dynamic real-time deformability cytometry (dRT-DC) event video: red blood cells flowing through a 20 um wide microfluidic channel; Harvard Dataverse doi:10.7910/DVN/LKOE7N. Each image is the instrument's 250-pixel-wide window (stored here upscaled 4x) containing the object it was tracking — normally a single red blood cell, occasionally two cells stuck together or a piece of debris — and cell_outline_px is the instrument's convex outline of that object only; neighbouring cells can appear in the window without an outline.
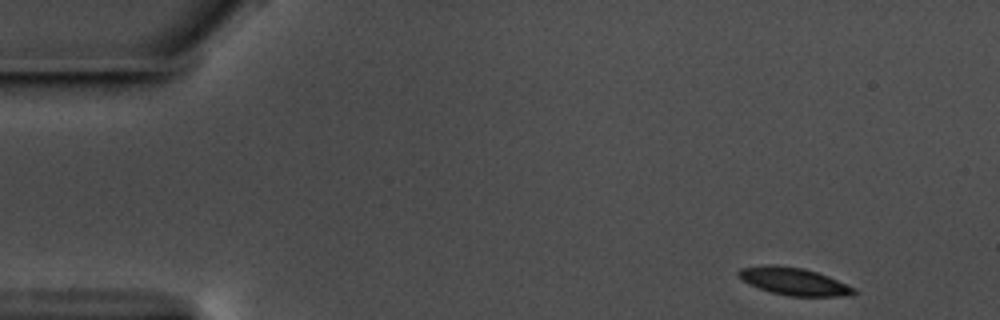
{"species": "common noctule bat (a hibernating species)", "species_latin": "Nyctalus noctula", "temperature_condition": "warm", "stored_images_in_passage": 53, "camera_frame_rate_fps": 3000, "um_per_image_px": 0.085, "animal": {"sex": "male", "body_mass_g": 17.5, "forearm_length_mm": 52.3}, "frame": {"image": 1, "passage_image": 1, "time_ms": 0.0, "image_size_px": [1000, 320], "cell_outline_px": [[860, 292], [848, 296], [788, 296], [772, 292], [748, 284], [736, 272], [740, 268], [772, 264], [804, 268], [828, 276], [856, 288]], "centroid_in_image_um": [67.53, 23.92], "position_along_channel_um": 17.5, "area_um2": 18.44}}
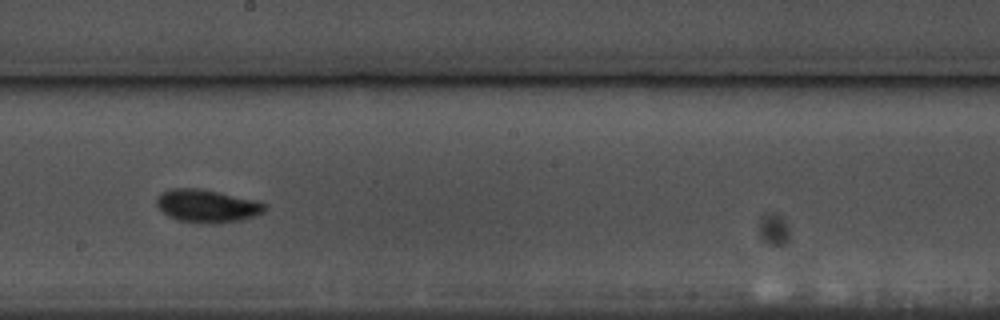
{"frame": {"image": 2, "passage_image": 28, "time_ms": 9.0, "image_size_px": [1000, 320], "cell_outline_px": [[268, 208], [264, 212], [240, 220], [220, 224], [196, 224], [176, 220], [168, 216], [156, 204], [156, 200], [164, 192], [172, 188], [200, 188], [256, 200], [268, 204]], "centroid_in_image_um": [17.64, 17.53], "position_along_channel_um": 230.6, "area_um2": 20.98}}
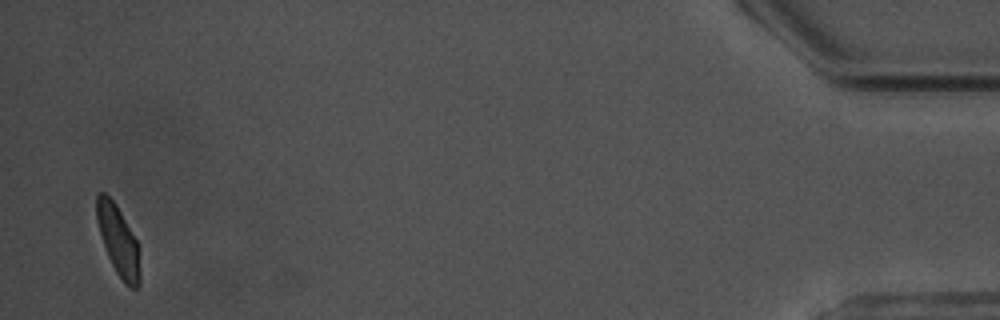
{"frame": {"image": 3, "passage_image": 52, "time_ms": 17.0, "image_size_px": [1000, 320], "cell_outline_px": [[140, 284], [136, 288], [132, 288], [124, 284], [116, 272], [108, 256], [96, 220], [96, 196], [100, 192], [104, 192], [116, 204], [136, 240], [140, 272]], "centroid_in_image_um": [10.04, 20.46], "position_along_channel_um": 425.2, "area_um2": 17.28}, "authors_computed_cell_mechanics": {"area_um2": 18.9584, "velocity_mm_per_s": 3.5297, "shape_relaxation_time_tau1_ms": 3.5051, "shape_relaxation_time_tau2_ms": 1.9852, "deformation_change_tau1": 0.1078, "deformation_change_tau2": 0.0632}}